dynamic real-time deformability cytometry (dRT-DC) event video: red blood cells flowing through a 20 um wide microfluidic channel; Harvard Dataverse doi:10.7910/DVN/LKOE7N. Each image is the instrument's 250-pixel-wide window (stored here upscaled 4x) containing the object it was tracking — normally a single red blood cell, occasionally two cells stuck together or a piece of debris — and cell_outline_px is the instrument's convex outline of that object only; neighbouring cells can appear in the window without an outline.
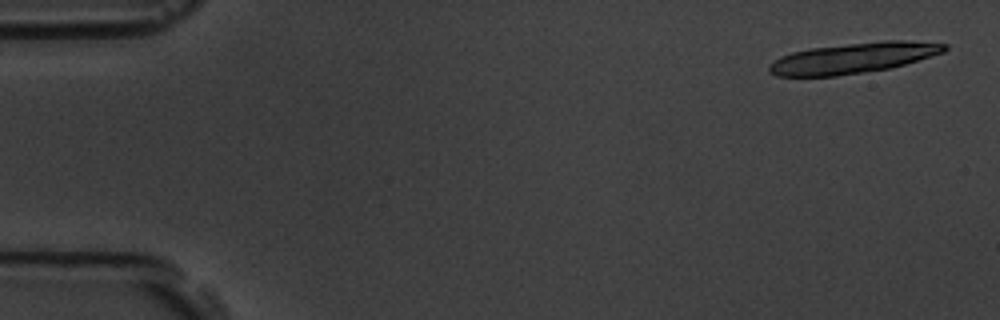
{"species": "common noctule bat (a hibernating species)", "species_latin": "Nyctalus noctula", "temperature_condition": "room temperature", "stored_images_in_passage": 6, "camera_frame_rate_fps": 3000, "um_per_image_px": 0.085, "animal": {"sex": "male", "body_mass_g": 19.5, "forearm_length_mm": 54.6}, "frame": {"image": 1, "passage_image": 1, "time_ms": 0.0, "image_size_px": [1000, 320], "cell_outline_px": [[948, 48], [944, 52], [904, 64], [888, 68], [836, 76], [776, 76], [768, 72], [768, 64], [780, 56], [792, 52], [812, 48], [884, 40], [904, 40], [948, 44]], "centroid_in_image_um": [72.49, 4.93], "position_along_channel_um": 12.5, "area_um2": 30.98}}